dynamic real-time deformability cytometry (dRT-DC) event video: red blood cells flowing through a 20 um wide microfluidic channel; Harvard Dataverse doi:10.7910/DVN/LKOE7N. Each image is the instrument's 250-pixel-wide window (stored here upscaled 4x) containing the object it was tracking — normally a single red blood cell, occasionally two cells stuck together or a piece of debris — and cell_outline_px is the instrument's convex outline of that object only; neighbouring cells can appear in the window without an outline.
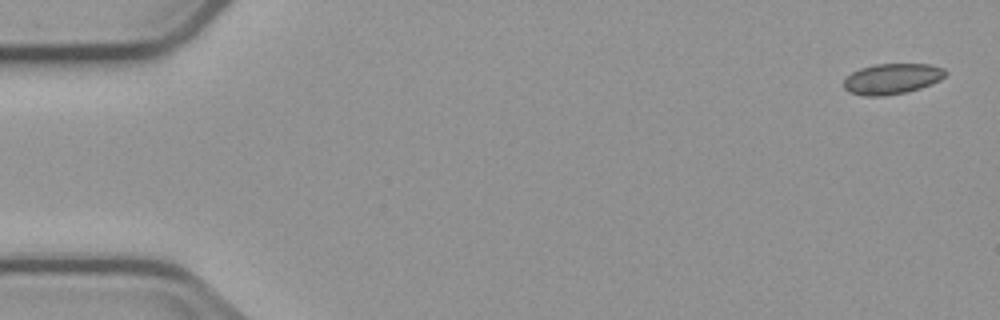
{"species": "common noctule bat (a hibernating species)", "species_latin": "Nyctalus noctula", "temperature_condition": "cold", "stored_images_in_passage": 5, "camera_frame_rate_fps": 3000, "um_per_image_px": 0.085, "animal": {"sex": "male", "body_mass_g": 23.1, "forearm_length_mm": 52.7}, "frame": {"image": 1, "passage_image": 1, "time_ms": 0.0, "image_size_px": [1000, 320], "cell_outline_px": [[948, 72], [940, 80], [932, 84], [920, 88], [904, 92], [884, 96], [864, 96], [848, 92], [844, 88], [844, 80], [852, 72], [860, 68], [876, 64], [928, 64], [944, 68]], "centroid_in_image_um": [75.82, 6.7], "position_along_channel_um": 9.2, "area_um2": 18.15}}
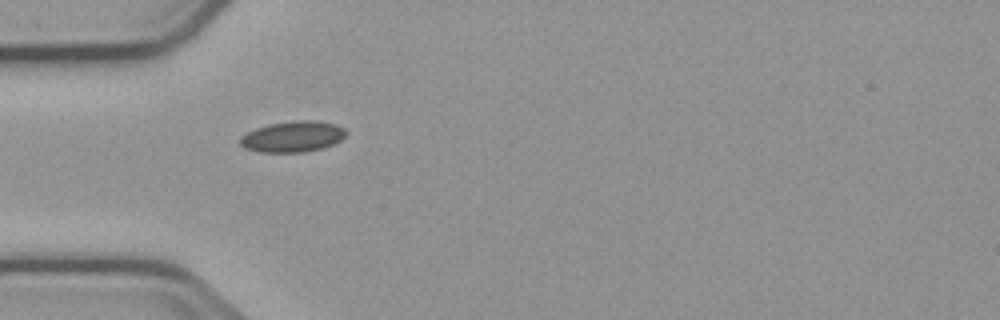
{"frame": {"image": 2, "passage_image": 5, "time_ms": 5.0, "image_size_px": [1000, 320], "cell_outline_px": [[348, 132], [340, 140], [324, 148], [304, 152], [260, 152], [244, 148], [240, 144], [240, 136], [256, 128], [268, 124], [292, 120], [316, 120], [336, 124], [344, 128]], "centroid_in_image_um": [24.89, 11.6], "position_along_channel_um": 60.1, "area_um2": 19.25}}